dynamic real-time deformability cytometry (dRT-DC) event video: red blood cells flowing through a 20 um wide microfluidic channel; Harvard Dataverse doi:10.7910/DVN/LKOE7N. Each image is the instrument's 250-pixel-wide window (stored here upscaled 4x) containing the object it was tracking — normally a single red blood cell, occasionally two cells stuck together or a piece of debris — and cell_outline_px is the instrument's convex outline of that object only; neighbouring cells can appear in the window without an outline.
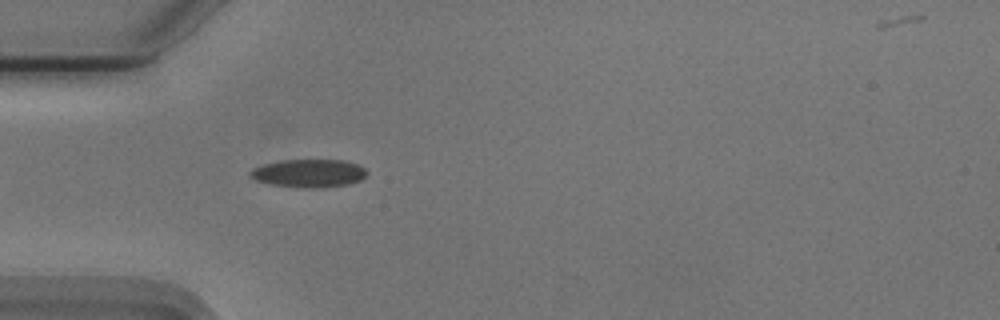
{"species": "Egyptian fruit bat (a non-hibernating species)", "species_latin": "Rousettus aegyptiacus", "temperature_condition": "cold", "stored_images_in_passage": 43, "camera_frame_rate_fps": 3000, "um_per_image_px": 0.085, "animal": {"sex": "male"}, "frame": {"image": 1, "passage_image": 5, "time_ms": 1.333, "image_size_px": [1000, 320], "cell_outline_px": [[368, 172], [360, 180], [348, 184], [324, 188], [300, 188], [268, 184], [256, 180], [248, 176], [248, 172], [252, 168], [264, 164], [284, 160], [344, 160], [356, 164], [364, 168]], "centroid_in_image_um": [26.21, 14.74], "position_along_channel_um": 58.8, "area_um2": 19.25}}
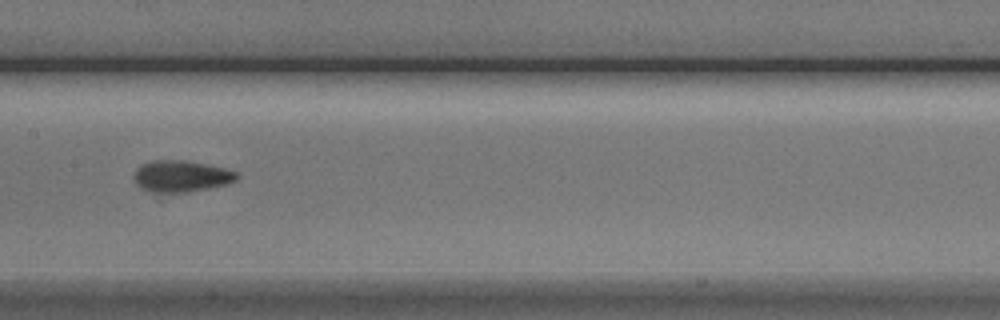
{"frame": {"image": 2, "passage_image": 16, "time_ms": 5.0, "image_size_px": [1000, 320], "cell_outline_px": [[240, 176], [236, 180], [228, 184], [188, 192], [148, 192], [140, 188], [136, 184], [132, 176], [136, 168], [140, 164], [152, 160], [184, 160], [224, 168], [236, 172]], "centroid_in_image_um": [15.35, 14.98], "position_along_channel_um": 192.1, "area_um2": 19.07}}
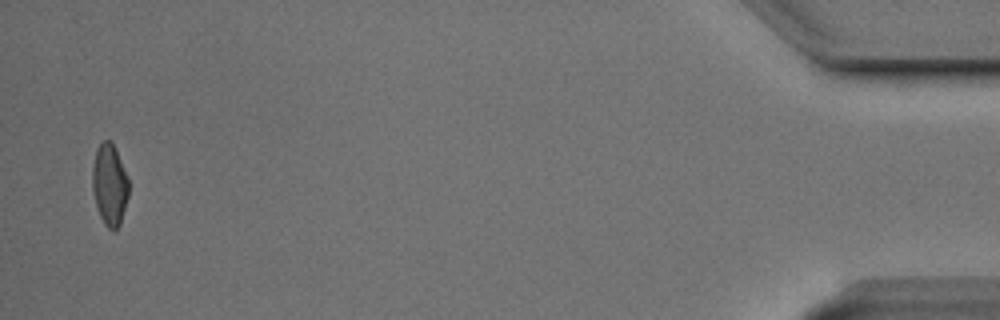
{"frame": {"image": 3, "passage_image": 42, "time_ms": 13.667, "image_size_px": [1000, 320], "cell_outline_px": [[128, 196], [120, 224], [112, 232], [104, 224], [100, 216], [96, 204], [92, 188], [92, 168], [96, 148], [104, 140], [108, 140], [116, 148], [128, 180]], "centroid_in_image_um": [9.3, 15.7], "position_along_channel_um": 425.9, "area_um2": 17.11}, "authors_computed_cell_mechanics": {"area_um2": 18.0914, "velocity_mm_per_s": 3.7286, "shape_relaxation_time_tau1_ms": 6.1309, "shape_relaxation_time_tau2_ms": 2.3892, "deformation_change_tau1": 0.1439, "deformation_change_tau2": 0.0752}}